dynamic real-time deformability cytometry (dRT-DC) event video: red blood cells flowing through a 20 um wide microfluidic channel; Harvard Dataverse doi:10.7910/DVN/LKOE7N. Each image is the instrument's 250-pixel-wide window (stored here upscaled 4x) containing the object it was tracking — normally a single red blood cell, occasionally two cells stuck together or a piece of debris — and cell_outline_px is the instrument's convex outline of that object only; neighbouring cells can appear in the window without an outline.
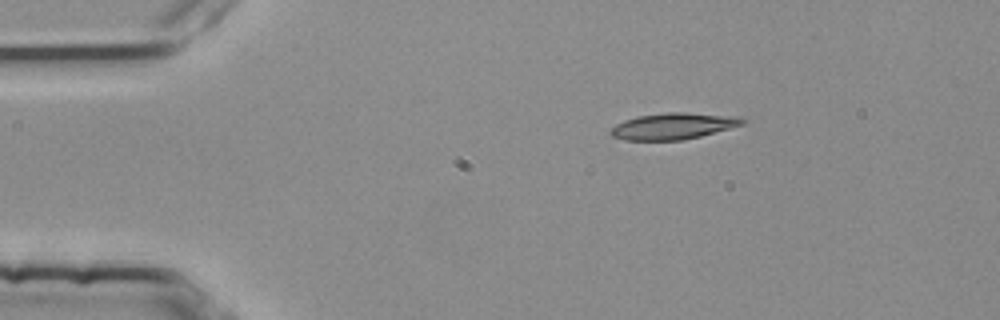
{"species": "common noctule bat (a hibernating species)", "species_latin": "Nyctalus noctula", "temperature_condition": "room temperature", "stored_images_in_passage": 2, "camera_frame_rate_fps": 3000, "um_per_image_px": 0.085, "animal": {"sex": "female", "body_mass_g": 25.1}, "frame": {"image": 1, "passage_image": 1, "time_ms": 0.0, "image_size_px": [1000, 320], "cell_outline_px": [[748, 120], [744, 124], [700, 136], [684, 140], [624, 140], [612, 136], [608, 132], [616, 124], [624, 120], [636, 116], [668, 112], [684, 112], [740, 116]], "centroid_in_image_um": [57.24, 10.71], "position_along_channel_um": 27.8, "area_um2": 20.4}}